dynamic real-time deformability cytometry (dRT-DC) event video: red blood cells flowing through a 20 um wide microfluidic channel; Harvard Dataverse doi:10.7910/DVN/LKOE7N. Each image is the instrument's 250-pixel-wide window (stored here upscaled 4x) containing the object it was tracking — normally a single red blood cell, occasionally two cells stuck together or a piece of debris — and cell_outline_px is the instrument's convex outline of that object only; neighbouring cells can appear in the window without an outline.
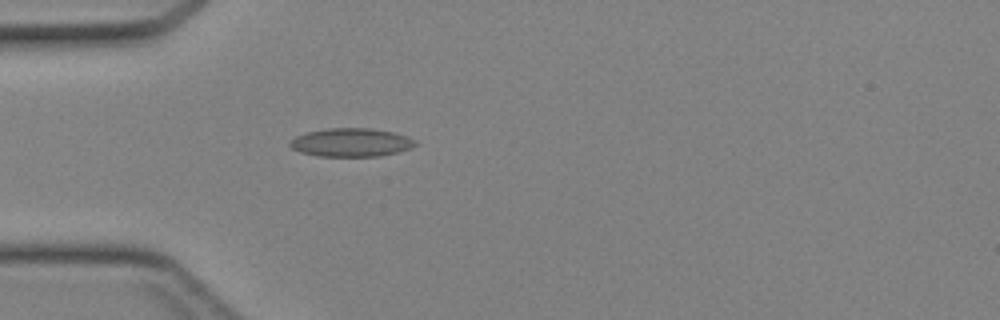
{"species": "Egyptian fruit bat (a non-hibernating species)", "species_latin": "Rousettus aegyptiacus", "temperature_condition": "cold", "stored_images_in_passage": 36, "camera_frame_rate_fps": 3000, "um_per_image_px": 0.085, "animal": {"sex": "female"}, "frame": {"image": 1, "passage_image": 5, "time_ms": 1.333, "image_size_px": [1000, 320], "cell_outline_px": [[416, 144], [408, 148], [396, 152], [380, 156], [316, 156], [300, 152], [292, 148], [288, 144], [296, 136], [308, 132], [328, 128], [368, 128], [392, 132], [416, 140]], "centroid_in_image_um": [29.8, 12.11], "position_along_channel_um": 55.2, "area_um2": 20.46}}
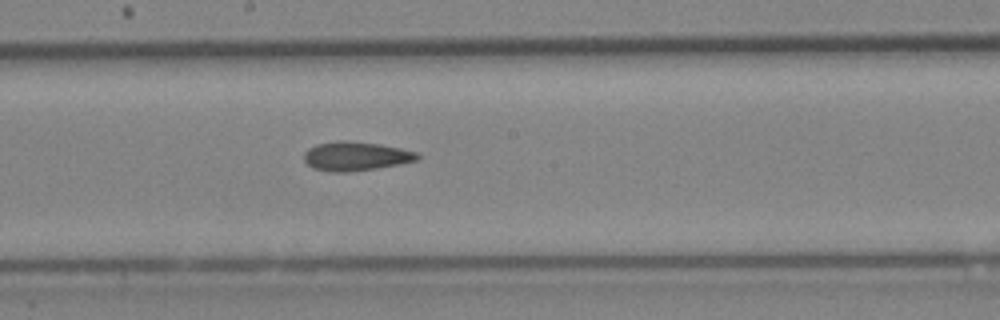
{"frame": {"image": 2, "passage_image": 16, "time_ms": 5.0, "image_size_px": [1000, 320], "cell_outline_px": [[420, 160], [376, 168], [348, 172], [332, 172], [312, 168], [304, 160], [304, 152], [308, 148], [316, 144], [336, 140], [340, 140], [380, 144], [400, 148], [416, 152], [420, 156]], "centroid_in_image_um": [30.22, 13.27], "position_along_channel_um": 218.0, "area_um2": 19.19}}
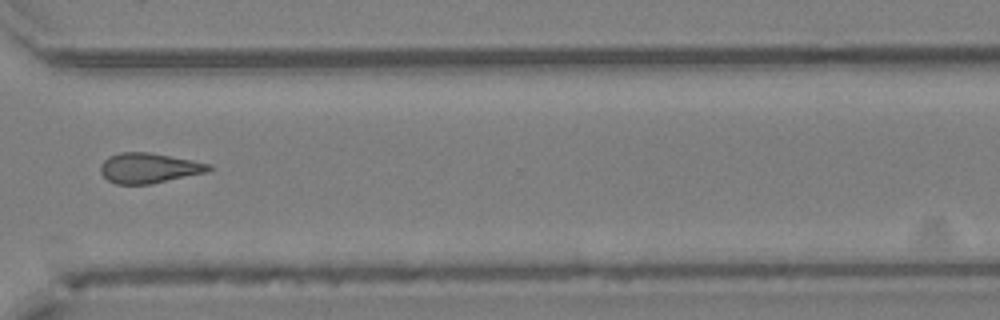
{"frame": {"image": 3, "passage_image": 25, "time_ms": 8.0, "image_size_px": [1000, 320], "cell_outline_px": [[212, 168], [208, 172], [148, 184], [116, 184], [108, 180], [100, 172], [100, 164], [108, 156], [120, 152], [148, 152], [192, 160], [212, 164]], "centroid_in_image_um": [12.64, 14.27], "position_along_channel_um": 358.0, "area_um2": 18.96}}